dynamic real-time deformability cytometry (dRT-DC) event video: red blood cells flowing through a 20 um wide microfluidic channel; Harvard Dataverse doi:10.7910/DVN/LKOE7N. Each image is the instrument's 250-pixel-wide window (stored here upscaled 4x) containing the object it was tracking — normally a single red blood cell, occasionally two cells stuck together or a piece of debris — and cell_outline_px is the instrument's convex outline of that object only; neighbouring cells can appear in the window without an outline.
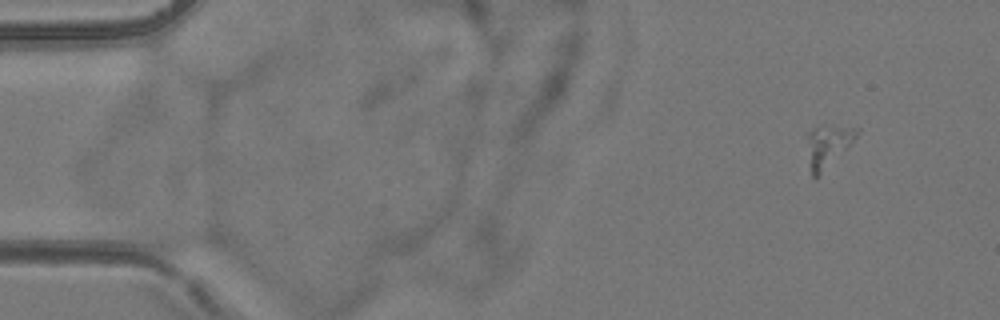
{"species": "common noctule bat (a hibernating species)", "species_latin": "Nyctalus noctula", "temperature_condition": "room temperature", "stored_images_in_passage": 5, "camera_frame_rate_fps": 3000, "um_per_image_px": 0.085, "animal": {"sex": "female", "body_mass_g": 24.6, "forearm_length_mm": 56.2}, "frame": {"image": 1, "passage_image": 1, "time_ms": 0.0, "image_size_px": [1000, 320], "cell_outline_px": [[860, 132], [816, 180], [812, 176], [808, 140], [808, 132], [812, 128], [860, 128]], "centroid_in_image_um": [70.37, 12.45], "position_along_channel_um": 14.6, "area_um2": 11.16}}